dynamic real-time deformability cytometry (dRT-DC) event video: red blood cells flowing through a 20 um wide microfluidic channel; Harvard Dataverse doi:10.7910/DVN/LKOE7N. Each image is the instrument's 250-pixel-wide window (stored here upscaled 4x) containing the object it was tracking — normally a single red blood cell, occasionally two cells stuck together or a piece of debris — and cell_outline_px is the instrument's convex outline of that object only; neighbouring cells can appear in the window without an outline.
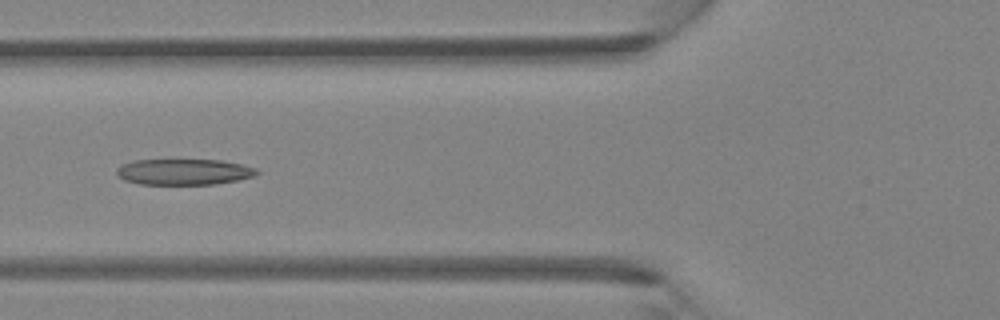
{"species": "Egyptian fruit bat (a non-hibernating species)", "species_latin": "Rousettus aegyptiacus", "temperature_condition": "room temperature", "stored_images_in_passage": 4, "camera_frame_rate_fps": 3000, "um_per_image_px": 0.085, "animal": {"sex": "female"}, "frame": {"image": 1, "passage_image": 4, "time_ms": 1.0, "image_size_px": [1000, 320], "cell_outline_px": [[260, 172], [252, 176], [236, 180], [216, 184], [140, 184], [124, 180], [116, 176], [116, 168], [120, 164], [132, 160], [220, 160], [240, 164], [256, 168]], "centroid_in_image_um": [15.56, 14.6], "position_along_channel_um": 110.2, "area_um2": 21.21}}